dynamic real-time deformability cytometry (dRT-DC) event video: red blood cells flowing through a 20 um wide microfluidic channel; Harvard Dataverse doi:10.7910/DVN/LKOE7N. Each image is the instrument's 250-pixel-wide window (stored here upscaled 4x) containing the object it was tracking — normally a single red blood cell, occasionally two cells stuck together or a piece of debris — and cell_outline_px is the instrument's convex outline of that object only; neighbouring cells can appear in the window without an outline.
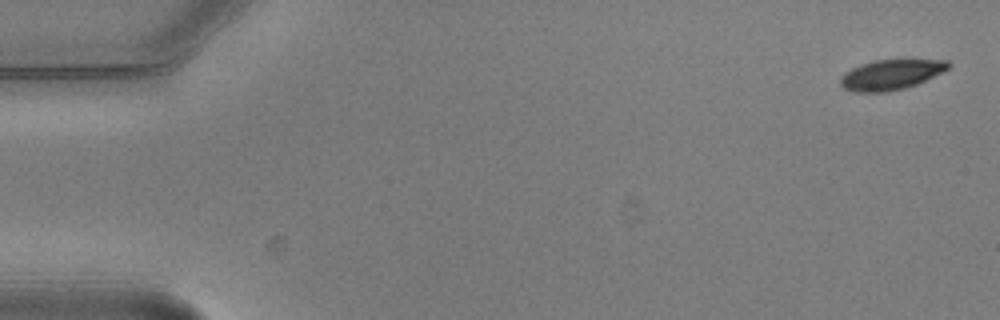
{"species": "common noctule bat (a hibernating species)", "species_latin": "Nyctalus noctula", "temperature_condition": "warm", "stored_images_in_passage": 5, "camera_frame_rate_fps": 3000, "um_per_image_px": 0.085, "animal": {"sex": "male", "body_mass_g": 20.5, "forearm_length_mm": 52.5}, "frame": {"image": 1, "passage_image": 1, "time_ms": 0.0, "image_size_px": [1000, 320], "cell_outline_px": [[952, 64], [948, 68], [916, 84], [904, 88], [888, 92], [852, 92], [844, 88], [840, 84], [840, 76], [844, 72], [860, 64], [872, 60], [908, 56], [948, 60]], "centroid_in_image_um": [75.75, 6.27], "position_along_channel_um": 9.2, "area_um2": 19.94}}
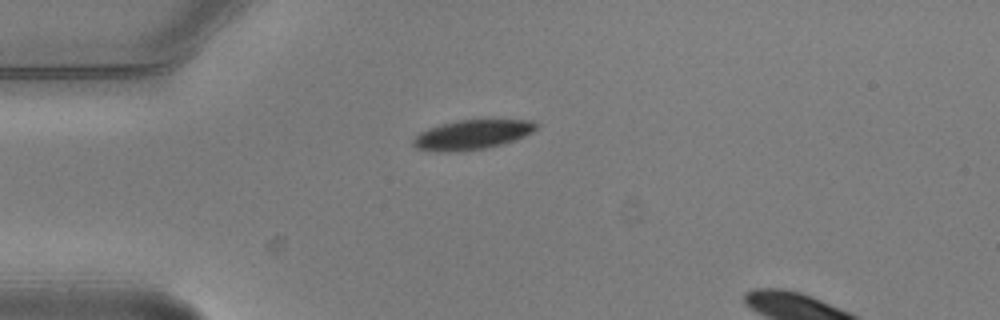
{"frame": {"image": 2, "passage_image": 4, "time_ms": 1.0, "image_size_px": [1000, 320], "cell_outline_px": [[540, 124], [532, 132], [524, 136], [500, 144], [484, 148], [448, 152], [444, 152], [416, 148], [412, 144], [412, 140], [420, 132], [428, 128], [440, 124], [456, 120], [532, 120]], "centroid_in_image_um": [40.11, 11.43], "position_along_channel_um": 44.9, "area_um2": 20.92}}